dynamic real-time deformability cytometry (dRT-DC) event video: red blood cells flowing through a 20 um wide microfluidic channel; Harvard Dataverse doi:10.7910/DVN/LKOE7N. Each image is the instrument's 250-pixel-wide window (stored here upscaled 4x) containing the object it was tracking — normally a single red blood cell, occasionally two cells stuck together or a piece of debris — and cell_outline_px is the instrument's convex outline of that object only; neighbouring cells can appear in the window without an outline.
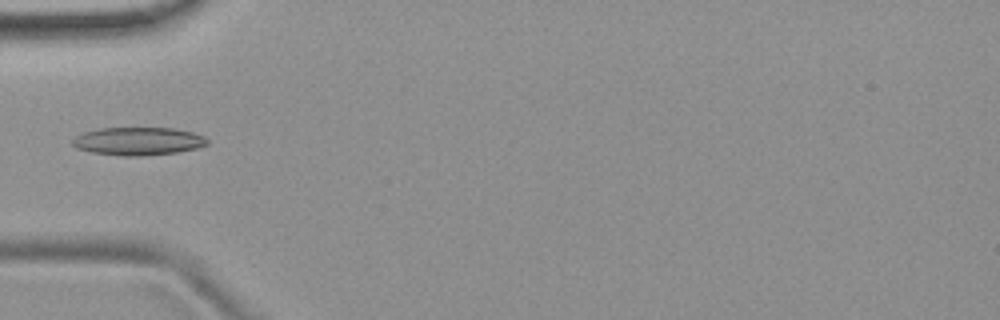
{"species": "common noctule bat (a hibernating species)", "species_latin": "Nyctalus noctula", "temperature_condition": "room temperature", "stored_images_in_passage": 5, "camera_frame_rate_fps": 3000, "um_per_image_px": 0.085, "animal": {"sex": "female", "body_mass_g": 19.9}, "frame": {"image": 1, "passage_image": 4, "time_ms": 3.667, "image_size_px": [1000, 320], "cell_outline_px": [[208, 144], [196, 148], [176, 152], [144, 156], [124, 156], [92, 152], [76, 148], [72, 144], [72, 140], [76, 136], [84, 132], [100, 128], [176, 128], [192, 132], [204, 136], [208, 140]], "centroid_in_image_um": [11.75, 12.0], "position_along_channel_um": 73.3, "area_um2": 21.96}}
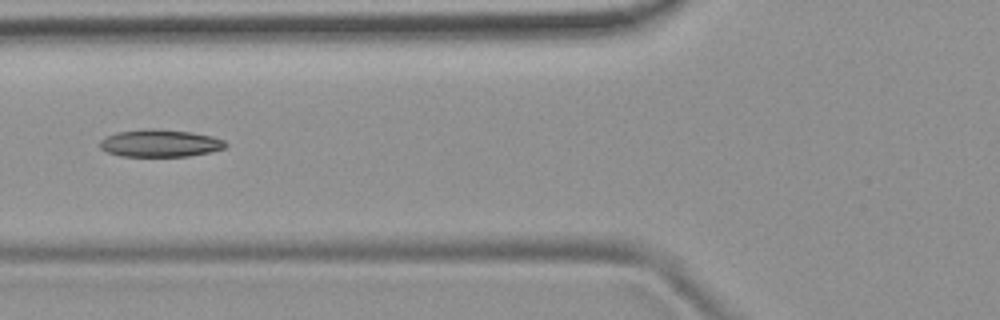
{"frame": {"image": 2, "passage_image": 5, "time_ms": 4.667, "image_size_px": [1000, 320], "cell_outline_px": [[228, 144], [224, 148], [212, 152], [188, 156], [120, 156], [108, 152], [100, 148], [100, 140], [104, 136], [116, 132], [148, 128], [192, 132], [212, 136], [224, 140]], "centroid_in_image_um": [13.6, 12.17], "position_along_channel_um": 112.2, "area_um2": 20.17}}